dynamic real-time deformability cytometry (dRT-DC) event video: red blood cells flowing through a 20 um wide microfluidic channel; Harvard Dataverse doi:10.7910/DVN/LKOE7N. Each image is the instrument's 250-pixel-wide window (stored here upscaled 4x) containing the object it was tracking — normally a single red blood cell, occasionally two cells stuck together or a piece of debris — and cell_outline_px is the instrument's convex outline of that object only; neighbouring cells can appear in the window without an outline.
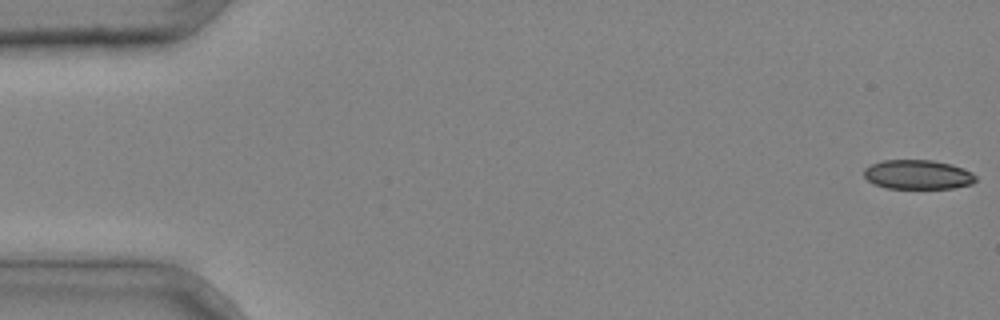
{"species": "common noctule bat (a hibernating species)", "species_latin": "Nyctalus noctula", "temperature_condition": "cold", "stored_images_in_passage": 41, "camera_frame_rate_fps": 3000, "um_per_image_px": 0.085, "animal": {"sex": "male", "body_mass_g": 20.4}, "frame": {"image": 1, "passage_image": 1, "time_ms": 0.0, "image_size_px": [1000, 320], "cell_outline_px": [[976, 180], [972, 184], [952, 188], [888, 188], [872, 184], [864, 176], [864, 168], [872, 164], [884, 160], [932, 160], [952, 164], [964, 168], [972, 172], [976, 176]], "centroid_in_image_um": [78.02, 14.84], "position_along_channel_um": 7.0, "area_um2": 19.19}}
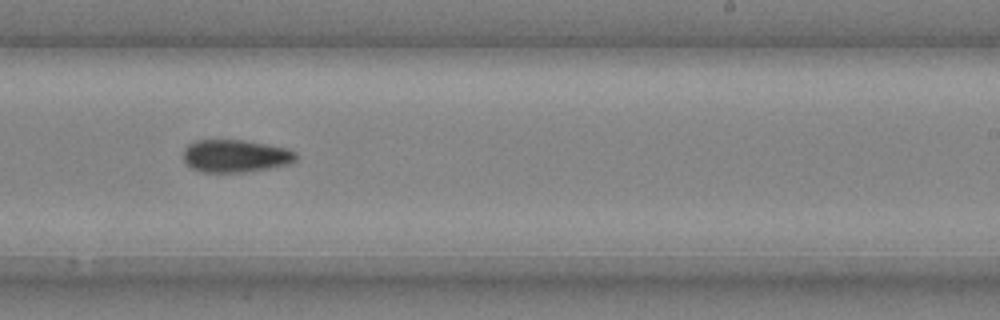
{"frame": {"image": 2, "passage_image": 27, "time_ms": 8.667, "image_size_px": [1000, 320], "cell_outline_px": [[296, 160], [292, 164], [244, 172], [204, 172], [192, 168], [184, 160], [184, 148], [188, 144], [196, 140], [244, 140], [288, 148], [296, 152]], "centroid_in_image_um": [20.04, 13.25], "position_along_channel_um": 269.0, "area_um2": 21.44}}
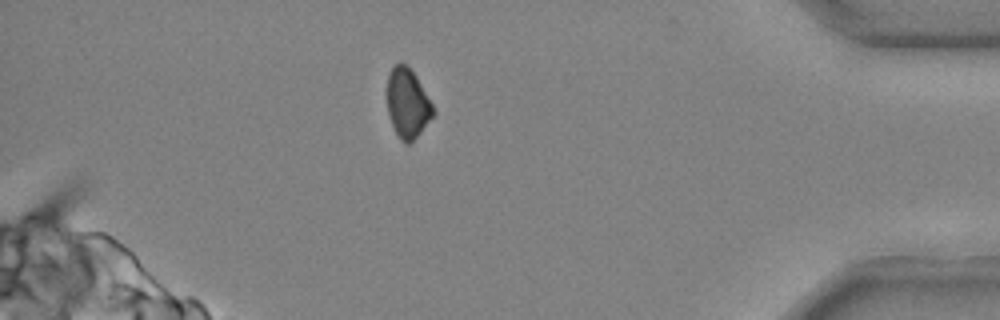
{"frame": {"image": 3, "passage_image": 38, "time_ms": 12.333, "image_size_px": [1000, 320], "cell_outline_px": [[436, 112], [420, 132], [408, 144], [404, 144], [400, 140], [392, 124], [388, 112], [384, 92], [388, 72], [392, 64], [400, 60], [408, 64], [416, 76], [432, 104]], "centroid_in_image_um": [34.58, 8.68], "position_along_channel_um": 400.6, "area_um2": 19.25}}